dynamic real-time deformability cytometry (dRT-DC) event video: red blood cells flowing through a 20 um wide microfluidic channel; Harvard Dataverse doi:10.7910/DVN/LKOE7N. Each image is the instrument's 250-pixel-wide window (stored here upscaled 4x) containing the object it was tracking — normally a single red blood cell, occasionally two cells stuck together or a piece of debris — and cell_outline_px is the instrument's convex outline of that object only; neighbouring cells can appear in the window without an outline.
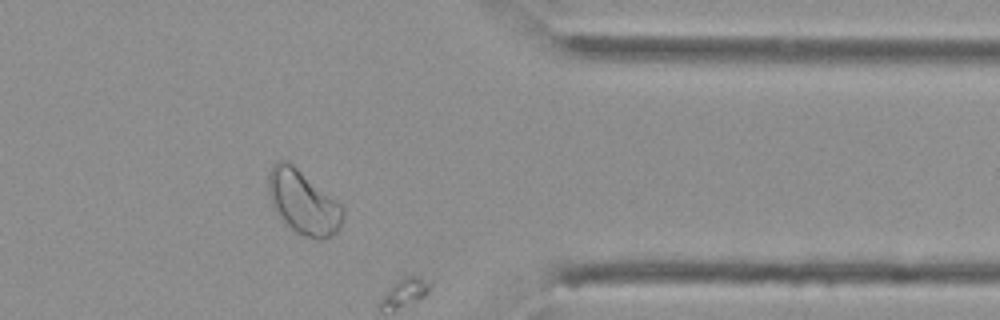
{"species": "Egyptian fruit bat (a non-hibernating species)", "species_latin": "Rousettus aegyptiacus", "temperature_condition": "cold", "stored_images_in_passage": 48, "camera_frame_rate_fps": 3000, "um_per_image_px": 0.085, "animal": {"sex": "female"}, "frame": {"image": 1, "passage_image": 37, "time_ms": 12.0, "image_size_px": [1000, 320], "cell_outline_px": [[344, 216], [340, 228], [336, 232], [324, 240], [316, 240], [304, 236], [296, 232], [272, 208], [268, 192], [268, 172], [272, 164], [280, 160], [284, 160], [292, 164], [336, 200], [344, 208]], "centroid_in_image_um": [25.77, 17.21], "position_along_channel_um": 385.6, "area_um2": 27.63}}
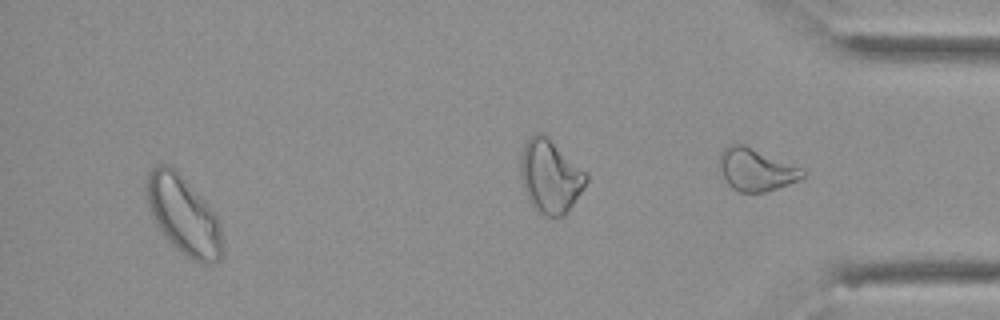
{"frame": {"image": 2, "passage_image": 45, "time_ms": 14.667, "image_size_px": [1000, 320], "cell_outline_px": [[224, 256], [216, 264], [200, 264], [180, 252], [160, 232], [148, 208], [144, 192], [148, 172], [152, 168], [160, 164], [168, 164], [184, 180], [220, 220], [224, 244]], "centroid_in_image_um": [15.6, 18.38], "position_along_channel_um": 419.6, "area_um2": 34.8}}